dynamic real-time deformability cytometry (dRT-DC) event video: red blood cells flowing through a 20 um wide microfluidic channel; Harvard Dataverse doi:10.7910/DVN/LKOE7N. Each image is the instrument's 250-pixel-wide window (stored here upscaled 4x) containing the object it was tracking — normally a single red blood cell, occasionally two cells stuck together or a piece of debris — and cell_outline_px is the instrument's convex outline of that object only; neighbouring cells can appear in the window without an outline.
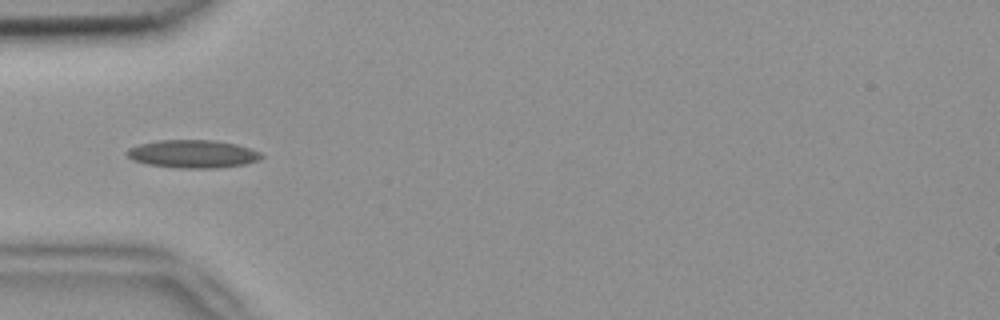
{"species": "common noctule bat (a hibernating species)", "species_latin": "Nyctalus noctula", "temperature_condition": "room temperature", "stored_images_in_passage": 6, "camera_frame_rate_fps": 3000, "um_per_image_px": 0.085, "animal": {"sex": "female", "body_mass_g": 18.4}, "frame": {"image": 1, "passage_image": 3, "time_ms": 0.667, "image_size_px": [1000, 320], "cell_outline_px": [[264, 156], [260, 160], [244, 164], [216, 168], [180, 168], [148, 164], [132, 160], [124, 152], [128, 148], [140, 144], [160, 140], [216, 140], [236, 144], [260, 152]], "centroid_in_image_um": [16.39, 13.08], "position_along_channel_um": 68.6, "area_um2": 21.91}}
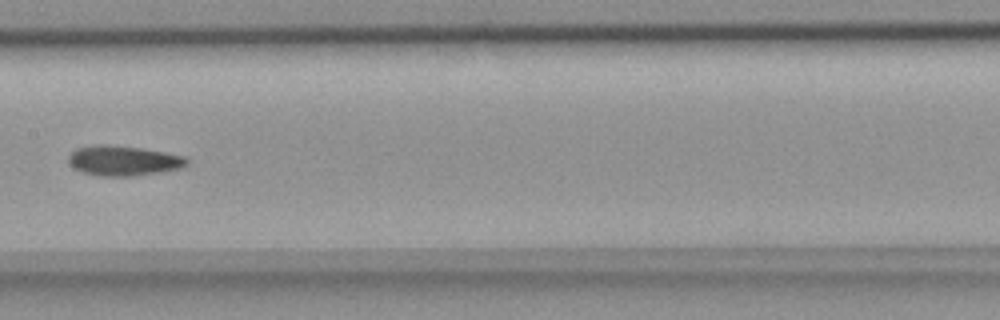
{"frame": {"image": 2, "passage_image": 6, "time_ms": 1.667, "image_size_px": [1000, 320], "cell_outline_px": [[188, 164], [180, 168], [160, 172], [132, 176], [100, 176], [84, 172], [72, 168], [68, 160], [68, 156], [76, 148], [92, 144], [104, 144], [140, 148], [164, 152], [184, 156], [188, 160]], "centroid_in_image_um": [10.45, 13.65], "position_along_channel_um": 196.9, "area_um2": 20.69}}